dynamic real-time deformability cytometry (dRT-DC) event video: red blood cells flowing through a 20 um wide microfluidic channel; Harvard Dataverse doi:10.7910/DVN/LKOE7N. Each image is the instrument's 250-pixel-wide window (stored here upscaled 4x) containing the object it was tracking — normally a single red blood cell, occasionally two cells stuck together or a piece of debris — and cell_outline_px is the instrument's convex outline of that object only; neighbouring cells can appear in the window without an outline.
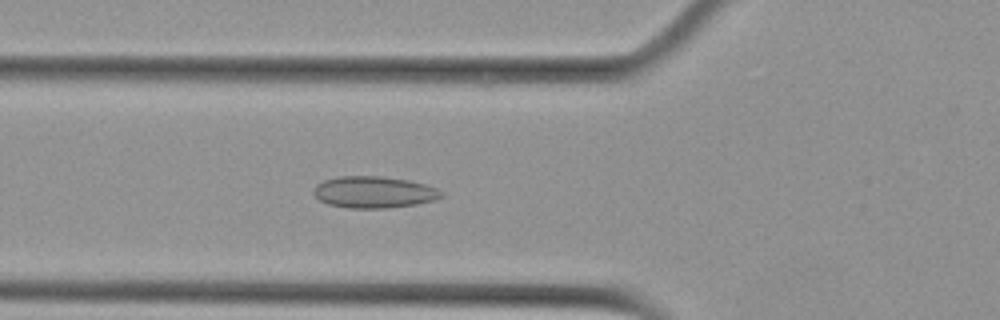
{"species": "Egyptian fruit bat (a non-hibernating species)", "species_latin": "Rousettus aegyptiacus", "temperature_condition": "cold", "stored_images_in_passage": 56, "camera_frame_rate_fps": 3000, "um_per_image_px": 0.085, "animal": {"sex": "female"}, "frame": {"image": 1, "passage_image": 19, "time_ms": 6.0, "image_size_px": [1000, 320], "cell_outline_px": [[444, 196], [436, 200], [416, 204], [388, 208], [348, 208], [328, 204], [320, 200], [312, 192], [312, 188], [316, 184], [324, 180], [340, 176], [380, 176], [408, 180], [424, 184], [436, 188], [444, 192]], "centroid_in_image_um": [31.78, 16.33], "position_along_channel_um": 94.0, "area_um2": 23.7}}
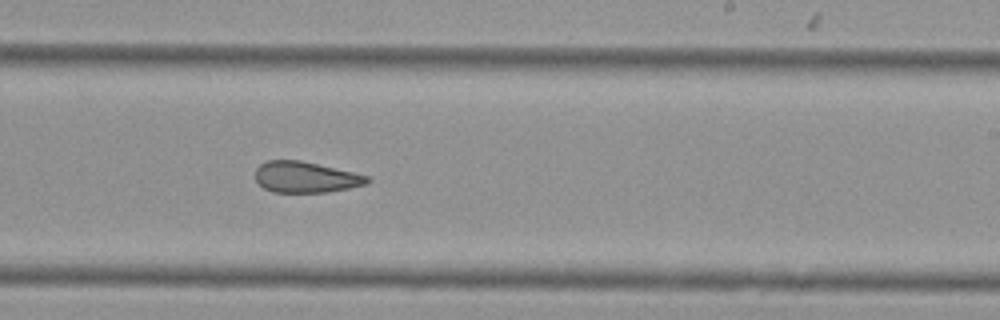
{"frame": {"image": 2, "passage_image": 33, "time_ms": 10.667, "image_size_px": [1000, 320], "cell_outline_px": [[372, 180], [368, 184], [328, 192], [272, 192], [264, 188], [256, 180], [256, 168], [260, 164], [268, 160], [300, 160], [352, 172], [368, 176]], "centroid_in_image_um": [25.98, 15.06], "position_along_channel_um": 263.0, "area_um2": 20.11}}
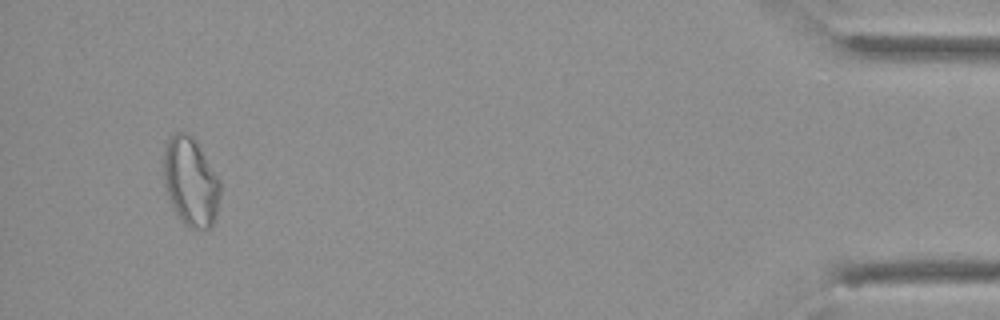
{"frame": {"image": 3, "passage_image": 52, "time_ms": 17.0, "image_size_px": [1000, 320], "cell_outline_px": [[220, 196], [216, 212], [212, 224], [208, 228], [192, 228], [184, 224], [180, 220], [168, 196], [164, 184], [164, 148], [168, 140], [176, 132], [184, 132], [192, 136], [196, 140], [220, 180]], "centroid_in_image_um": [16.21, 15.43], "position_along_channel_um": 419.0, "area_um2": 28.96}, "authors_computed_cell_mechanics": {"area_um2": 23.7558, "velocity_mm_per_s": 3.6235, "shape_relaxation_time_tau1_ms": null, "shape_relaxation_time_tau2_ms": 3.2121, "deformation_change_tau1": null, "deformation_change_tau2": 0.0953}}